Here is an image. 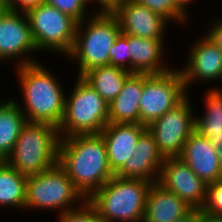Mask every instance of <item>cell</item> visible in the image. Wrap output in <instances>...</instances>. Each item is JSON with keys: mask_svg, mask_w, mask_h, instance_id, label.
Segmentation results:
<instances>
[{"mask_svg": "<svg viewBox=\"0 0 222 222\" xmlns=\"http://www.w3.org/2000/svg\"><path fill=\"white\" fill-rule=\"evenodd\" d=\"M58 164L87 200L114 176L100 133L61 138Z\"/></svg>", "mask_w": 222, "mask_h": 222, "instance_id": "obj_1", "label": "cell"}, {"mask_svg": "<svg viewBox=\"0 0 222 222\" xmlns=\"http://www.w3.org/2000/svg\"><path fill=\"white\" fill-rule=\"evenodd\" d=\"M16 68L26 109L21 108V111L27 121L59 127L65 112L66 97L58 80L38 62Z\"/></svg>", "mask_w": 222, "mask_h": 222, "instance_id": "obj_2", "label": "cell"}, {"mask_svg": "<svg viewBox=\"0 0 222 222\" xmlns=\"http://www.w3.org/2000/svg\"><path fill=\"white\" fill-rule=\"evenodd\" d=\"M151 184L144 179L114 175L88 201L96 208L101 222L141 221Z\"/></svg>", "mask_w": 222, "mask_h": 222, "instance_id": "obj_3", "label": "cell"}, {"mask_svg": "<svg viewBox=\"0 0 222 222\" xmlns=\"http://www.w3.org/2000/svg\"><path fill=\"white\" fill-rule=\"evenodd\" d=\"M60 139L55 125L27 122L6 162L26 177L38 175L58 163Z\"/></svg>", "mask_w": 222, "mask_h": 222, "instance_id": "obj_4", "label": "cell"}, {"mask_svg": "<svg viewBox=\"0 0 222 222\" xmlns=\"http://www.w3.org/2000/svg\"><path fill=\"white\" fill-rule=\"evenodd\" d=\"M92 14L88 22L83 20L77 24L74 46L68 55L78 62V76L95 67L109 65L111 47L121 33L119 22L111 12Z\"/></svg>", "mask_w": 222, "mask_h": 222, "instance_id": "obj_5", "label": "cell"}, {"mask_svg": "<svg viewBox=\"0 0 222 222\" xmlns=\"http://www.w3.org/2000/svg\"><path fill=\"white\" fill-rule=\"evenodd\" d=\"M77 78L65 99V112L58 127L60 138L101 133L109 124V104L82 76Z\"/></svg>", "mask_w": 222, "mask_h": 222, "instance_id": "obj_6", "label": "cell"}, {"mask_svg": "<svg viewBox=\"0 0 222 222\" xmlns=\"http://www.w3.org/2000/svg\"><path fill=\"white\" fill-rule=\"evenodd\" d=\"M79 200V201H78ZM87 199L75 187L66 171L57 163L48 170L28 177L26 189V208L57 209L65 213L74 209L73 202Z\"/></svg>", "mask_w": 222, "mask_h": 222, "instance_id": "obj_7", "label": "cell"}, {"mask_svg": "<svg viewBox=\"0 0 222 222\" xmlns=\"http://www.w3.org/2000/svg\"><path fill=\"white\" fill-rule=\"evenodd\" d=\"M37 50L68 56L74 46L77 22L54 6L41 3L26 13Z\"/></svg>", "mask_w": 222, "mask_h": 222, "instance_id": "obj_8", "label": "cell"}, {"mask_svg": "<svg viewBox=\"0 0 222 222\" xmlns=\"http://www.w3.org/2000/svg\"><path fill=\"white\" fill-rule=\"evenodd\" d=\"M180 70L160 74L144 73L143 92L139 102V124L149 126L174 109L188 95Z\"/></svg>", "mask_w": 222, "mask_h": 222, "instance_id": "obj_9", "label": "cell"}, {"mask_svg": "<svg viewBox=\"0 0 222 222\" xmlns=\"http://www.w3.org/2000/svg\"><path fill=\"white\" fill-rule=\"evenodd\" d=\"M190 102L187 96L174 109L147 126V130L154 136L158 150L164 158L179 157L185 142L195 131L196 116L192 114Z\"/></svg>", "mask_w": 222, "mask_h": 222, "instance_id": "obj_10", "label": "cell"}, {"mask_svg": "<svg viewBox=\"0 0 222 222\" xmlns=\"http://www.w3.org/2000/svg\"><path fill=\"white\" fill-rule=\"evenodd\" d=\"M19 12L20 10L14 12L6 9L0 16V61H7V59L20 56L22 61L19 60L17 66H23L37 63L26 55L38 50L27 16L23 12H20V15Z\"/></svg>", "mask_w": 222, "mask_h": 222, "instance_id": "obj_11", "label": "cell"}, {"mask_svg": "<svg viewBox=\"0 0 222 222\" xmlns=\"http://www.w3.org/2000/svg\"><path fill=\"white\" fill-rule=\"evenodd\" d=\"M157 182L192 209H203L207 199V184L179 157L165 158Z\"/></svg>", "mask_w": 222, "mask_h": 222, "instance_id": "obj_12", "label": "cell"}, {"mask_svg": "<svg viewBox=\"0 0 222 222\" xmlns=\"http://www.w3.org/2000/svg\"><path fill=\"white\" fill-rule=\"evenodd\" d=\"M111 13L117 18L121 33L163 41L168 21L147 7L133 0H119L113 3Z\"/></svg>", "mask_w": 222, "mask_h": 222, "instance_id": "obj_13", "label": "cell"}, {"mask_svg": "<svg viewBox=\"0 0 222 222\" xmlns=\"http://www.w3.org/2000/svg\"><path fill=\"white\" fill-rule=\"evenodd\" d=\"M164 160L154 136L146 129L138 138L132 157L114 175L157 182Z\"/></svg>", "mask_w": 222, "mask_h": 222, "instance_id": "obj_14", "label": "cell"}, {"mask_svg": "<svg viewBox=\"0 0 222 222\" xmlns=\"http://www.w3.org/2000/svg\"><path fill=\"white\" fill-rule=\"evenodd\" d=\"M187 65L181 71L186 91L196 80H222V50L207 36L190 50Z\"/></svg>", "mask_w": 222, "mask_h": 222, "instance_id": "obj_15", "label": "cell"}, {"mask_svg": "<svg viewBox=\"0 0 222 222\" xmlns=\"http://www.w3.org/2000/svg\"><path fill=\"white\" fill-rule=\"evenodd\" d=\"M179 158L207 185L222 179L216 149L208 138L196 130L185 142Z\"/></svg>", "mask_w": 222, "mask_h": 222, "instance_id": "obj_16", "label": "cell"}, {"mask_svg": "<svg viewBox=\"0 0 222 222\" xmlns=\"http://www.w3.org/2000/svg\"><path fill=\"white\" fill-rule=\"evenodd\" d=\"M146 129L142 124L109 123L101 131L108 163L114 174L132 157L138 138Z\"/></svg>", "mask_w": 222, "mask_h": 222, "instance_id": "obj_17", "label": "cell"}, {"mask_svg": "<svg viewBox=\"0 0 222 222\" xmlns=\"http://www.w3.org/2000/svg\"><path fill=\"white\" fill-rule=\"evenodd\" d=\"M192 208L172 191L167 190L158 182H153L149 188L144 221L174 222L183 217Z\"/></svg>", "mask_w": 222, "mask_h": 222, "instance_id": "obj_18", "label": "cell"}, {"mask_svg": "<svg viewBox=\"0 0 222 222\" xmlns=\"http://www.w3.org/2000/svg\"><path fill=\"white\" fill-rule=\"evenodd\" d=\"M144 73H132L119 95L109 104V123L139 124V102L143 92Z\"/></svg>", "mask_w": 222, "mask_h": 222, "instance_id": "obj_19", "label": "cell"}, {"mask_svg": "<svg viewBox=\"0 0 222 222\" xmlns=\"http://www.w3.org/2000/svg\"><path fill=\"white\" fill-rule=\"evenodd\" d=\"M163 42L161 39L135 37L128 34L131 73L160 74L171 70L162 63Z\"/></svg>", "mask_w": 222, "mask_h": 222, "instance_id": "obj_20", "label": "cell"}, {"mask_svg": "<svg viewBox=\"0 0 222 222\" xmlns=\"http://www.w3.org/2000/svg\"><path fill=\"white\" fill-rule=\"evenodd\" d=\"M27 119L21 111V106L15 101H1L0 104V161L12 154Z\"/></svg>", "mask_w": 222, "mask_h": 222, "instance_id": "obj_21", "label": "cell"}, {"mask_svg": "<svg viewBox=\"0 0 222 222\" xmlns=\"http://www.w3.org/2000/svg\"><path fill=\"white\" fill-rule=\"evenodd\" d=\"M206 113L196 117V128L202 136L209 139L215 149L222 147V91L212 88L205 97Z\"/></svg>", "mask_w": 222, "mask_h": 222, "instance_id": "obj_22", "label": "cell"}, {"mask_svg": "<svg viewBox=\"0 0 222 222\" xmlns=\"http://www.w3.org/2000/svg\"><path fill=\"white\" fill-rule=\"evenodd\" d=\"M132 73L110 65L90 69L82 77L110 104L121 92Z\"/></svg>", "mask_w": 222, "mask_h": 222, "instance_id": "obj_23", "label": "cell"}, {"mask_svg": "<svg viewBox=\"0 0 222 222\" xmlns=\"http://www.w3.org/2000/svg\"><path fill=\"white\" fill-rule=\"evenodd\" d=\"M28 177L0 161V206L25 209Z\"/></svg>", "mask_w": 222, "mask_h": 222, "instance_id": "obj_24", "label": "cell"}, {"mask_svg": "<svg viewBox=\"0 0 222 222\" xmlns=\"http://www.w3.org/2000/svg\"><path fill=\"white\" fill-rule=\"evenodd\" d=\"M143 5L152 12L161 15L167 21L173 20L177 23L185 24L187 16L177 7L174 0H133Z\"/></svg>", "mask_w": 222, "mask_h": 222, "instance_id": "obj_25", "label": "cell"}, {"mask_svg": "<svg viewBox=\"0 0 222 222\" xmlns=\"http://www.w3.org/2000/svg\"><path fill=\"white\" fill-rule=\"evenodd\" d=\"M109 65L131 73V55H129L128 34L120 33L110 50Z\"/></svg>", "mask_w": 222, "mask_h": 222, "instance_id": "obj_26", "label": "cell"}, {"mask_svg": "<svg viewBox=\"0 0 222 222\" xmlns=\"http://www.w3.org/2000/svg\"><path fill=\"white\" fill-rule=\"evenodd\" d=\"M79 208L62 213L58 217L59 222H101L96 208L88 201L81 202Z\"/></svg>", "mask_w": 222, "mask_h": 222, "instance_id": "obj_27", "label": "cell"}, {"mask_svg": "<svg viewBox=\"0 0 222 222\" xmlns=\"http://www.w3.org/2000/svg\"><path fill=\"white\" fill-rule=\"evenodd\" d=\"M45 3L54 6L64 14L73 18L77 23L86 20V2L84 0H45Z\"/></svg>", "mask_w": 222, "mask_h": 222, "instance_id": "obj_28", "label": "cell"}, {"mask_svg": "<svg viewBox=\"0 0 222 222\" xmlns=\"http://www.w3.org/2000/svg\"><path fill=\"white\" fill-rule=\"evenodd\" d=\"M202 210L209 215L222 217V179L207 185V199Z\"/></svg>", "mask_w": 222, "mask_h": 222, "instance_id": "obj_29", "label": "cell"}, {"mask_svg": "<svg viewBox=\"0 0 222 222\" xmlns=\"http://www.w3.org/2000/svg\"><path fill=\"white\" fill-rule=\"evenodd\" d=\"M45 0H11L8 10L18 12L20 9L23 13H26L29 9L35 8Z\"/></svg>", "mask_w": 222, "mask_h": 222, "instance_id": "obj_30", "label": "cell"}, {"mask_svg": "<svg viewBox=\"0 0 222 222\" xmlns=\"http://www.w3.org/2000/svg\"><path fill=\"white\" fill-rule=\"evenodd\" d=\"M217 21L210 27L206 36L222 50V19Z\"/></svg>", "mask_w": 222, "mask_h": 222, "instance_id": "obj_31", "label": "cell"}, {"mask_svg": "<svg viewBox=\"0 0 222 222\" xmlns=\"http://www.w3.org/2000/svg\"><path fill=\"white\" fill-rule=\"evenodd\" d=\"M201 215V209H191L183 217L176 219L174 222H198Z\"/></svg>", "mask_w": 222, "mask_h": 222, "instance_id": "obj_32", "label": "cell"}, {"mask_svg": "<svg viewBox=\"0 0 222 222\" xmlns=\"http://www.w3.org/2000/svg\"><path fill=\"white\" fill-rule=\"evenodd\" d=\"M86 4L89 2H98L100 4L101 9L98 12H111L113 7V2L111 0H84Z\"/></svg>", "mask_w": 222, "mask_h": 222, "instance_id": "obj_33", "label": "cell"}, {"mask_svg": "<svg viewBox=\"0 0 222 222\" xmlns=\"http://www.w3.org/2000/svg\"><path fill=\"white\" fill-rule=\"evenodd\" d=\"M198 222H222V217L209 215L201 209V215Z\"/></svg>", "mask_w": 222, "mask_h": 222, "instance_id": "obj_34", "label": "cell"}, {"mask_svg": "<svg viewBox=\"0 0 222 222\" xmlns=\"http://www.w3.org/2000/svg\"><path fill=\"white\" fill-rule=\"evenodd\" d=\"M175 1V3H176V5H177V7L186 15V16H188V14H187V6H188V4L189 3H191L192 1H194V0H174Z\"/></svg>", "mask_w": 222, "mask_h": 222, "instance_id": "obj_35", "label": "cell"}, {"mask_svg": "<svg viewBox=\"0 0 222 222\" xmlns=\"http://www.w3.org/2000/svg\"><path fill=\"white\" fill-rule=\"evenodd\" d=\"M216 153H217V156L219 158L220 167L222 169V147H220L219 149H216Z\"/></svg>", "mask_w": 222, "mask_h": 222, "instance_id": "obj_36", "label": "cell"}, {"mask_svg": "<svg viewBox=\"0 0 222 222\" xmlns=\"http://www.w3.org/2000/svg\"><path fill=\"white\" fill-rule=\"evenodd\" d=\"M11 0H0V5L8 9Z\"/></svg>", "mask_w": 222, "mask_h": 222, "instance_id": "obj_37", "label": "cell"}, {"mask_svg": "<svg viewBox=\"0 0 222 222\" xmlns=\"http://www.w3.org/2000/svg\"><path fill=\"white\" fill-rule=\"evenodd\" d=\"M6 10V8L2 5H0V16L3 14V12Z\"/></svg>", "mask_w": 222, "mask_h": 222, "instance_id": "obj_38", "label": "cell"}]
</instances>
